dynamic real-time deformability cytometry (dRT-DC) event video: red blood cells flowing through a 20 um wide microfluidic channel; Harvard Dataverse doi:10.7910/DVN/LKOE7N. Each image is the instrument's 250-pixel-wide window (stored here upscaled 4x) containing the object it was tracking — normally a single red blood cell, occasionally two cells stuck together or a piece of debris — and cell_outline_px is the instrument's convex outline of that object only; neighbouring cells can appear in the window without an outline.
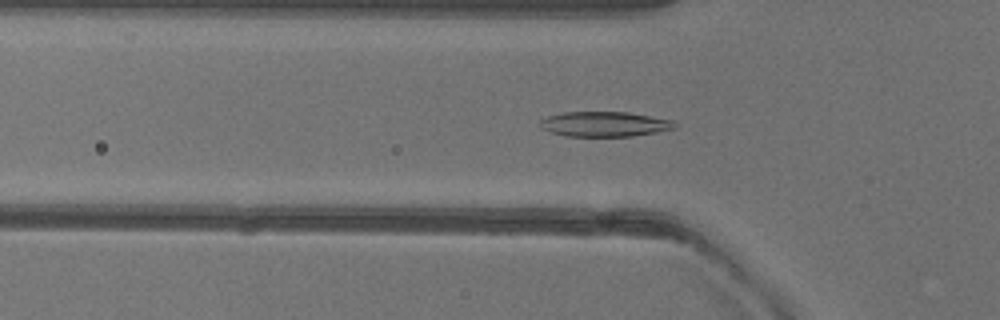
{"species": "common noctule bat (a hibernating species)", "species_latin": "Nyctalus noctula", "temperature_condition": "warm", "stored_images_in_passage": 51, "camera_frame_rate_fps": 3000, "um_per_image_px": 0.085, "animal": {"sex": "female"}, "frame": {"image": 1, "passage_image": 17, "time_ms": 5.333, "image_size_px": [1000, 320], "cell_outline_px": [[676, 128], [656, 132], [632, 136], [568, 136], [552, 132], [540, 128], [540, 120], [548, 116], [564, 112], [628, 112], [672, 120], [676, 124]], "centroid_in_image_um": [51.38, 10.54], "position_along_channel_um": 74.4, "area_um2": 19.48}}
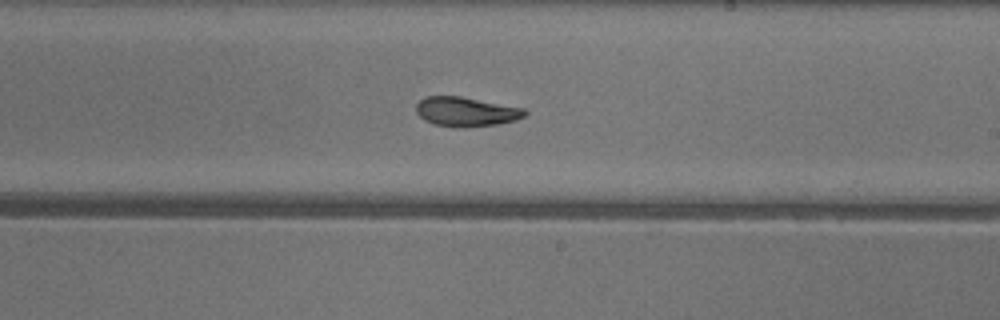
{"frame": {"image": 2, "passage_image": 30, "time_ms": 9.667, "image_size_px": [1000, 320], "cell_outline_px": [[528, 116], [516, 120], [500, 124], [464, 128], [436, 124], [424, 120], [416, 112], [416, 104], [424, 96], [460, 96], [524, 108], [528, 112]], "centroid_in_image_um": [39.65, 9.5], "position_along_channel_um": 249.3, "area_um2": 18.79}}
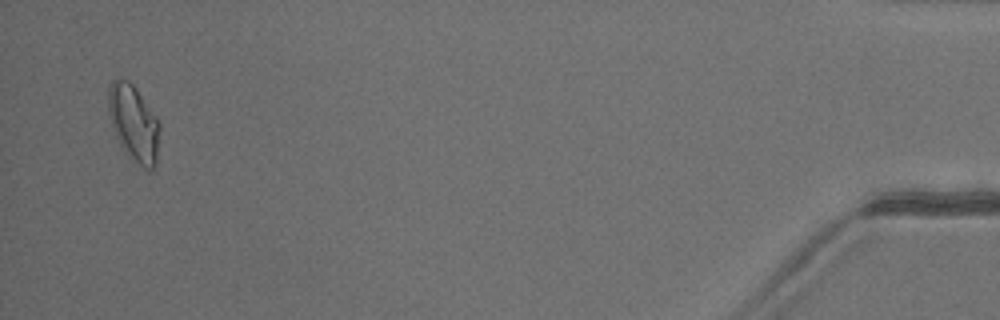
{"frame": {"image": 3, "passage_image": 50, "time_ms": 16.333, "image_size_px": [1000, 320], "cell_outline_px": [[160, 128], [156, 164], [148, 172], [120, 144], [116, 136], [108, 112], [108, 88], [112, 80], [128, 80], [136, 88], [160, 120]], "centroid_in_image_um": [11.39, 10.43], "position_along_channel_um": 423.8, "area_um2": 22.54}, "authors_computed_cell_mechanics": {"area_um2": 19.4208, "velocity_mm_per_s": 4.0243, "shape_relaxation_time_tau1_ms": 5.0836, "shape_relaxation_time_tau2_ms": 3.4343, "deformation_change_tau1": 0.1677, "deformation_change_tau2": 0.0974}}